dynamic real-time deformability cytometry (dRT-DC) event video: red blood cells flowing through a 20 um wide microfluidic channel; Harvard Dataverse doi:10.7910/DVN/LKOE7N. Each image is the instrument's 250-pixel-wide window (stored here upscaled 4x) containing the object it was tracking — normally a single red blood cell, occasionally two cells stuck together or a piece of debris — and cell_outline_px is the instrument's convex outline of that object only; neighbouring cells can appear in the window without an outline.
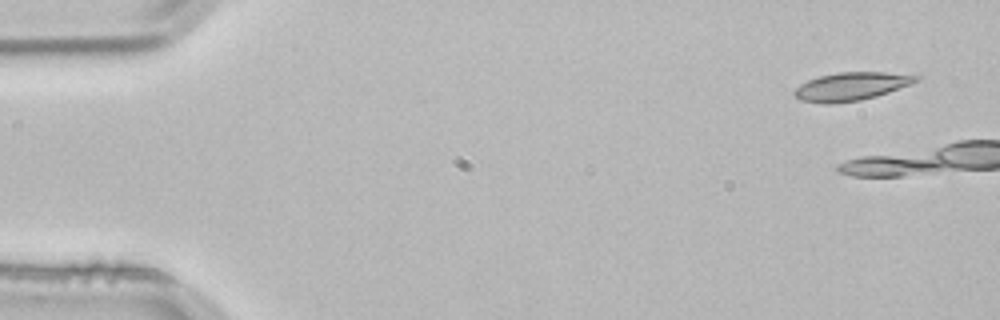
{"species": "common noctule bat (a hibernating species)", "species_latin": "Nyctalus noctula", "temperature_condition": "room temperature", "stored_images_in_passage": 5, "camera_frame_rate_fps": 3000, "um_per_image_px": 0.085, "animal": {"sex": "male", "body_mass_g": 21.5, "forearm_length_mm": 52.0}, "frame": {"image": 1, "passage_image": 1, "time_ms": 0.0, "image_size_px": [1000, 320], "cell_outline_px": [[920, 80], [912, 84], [876, 96], [860, 100], [832, 104], [824, 104], [800, 100], [792, 92], [800, 84], [808, 80], [820, 76], [840, 72], [884, 72], [920, 76]], "centroid_in_image_um": [72.35, 7.35], "position_along_channel_um": 12.7, "area_um2": 19.94}}